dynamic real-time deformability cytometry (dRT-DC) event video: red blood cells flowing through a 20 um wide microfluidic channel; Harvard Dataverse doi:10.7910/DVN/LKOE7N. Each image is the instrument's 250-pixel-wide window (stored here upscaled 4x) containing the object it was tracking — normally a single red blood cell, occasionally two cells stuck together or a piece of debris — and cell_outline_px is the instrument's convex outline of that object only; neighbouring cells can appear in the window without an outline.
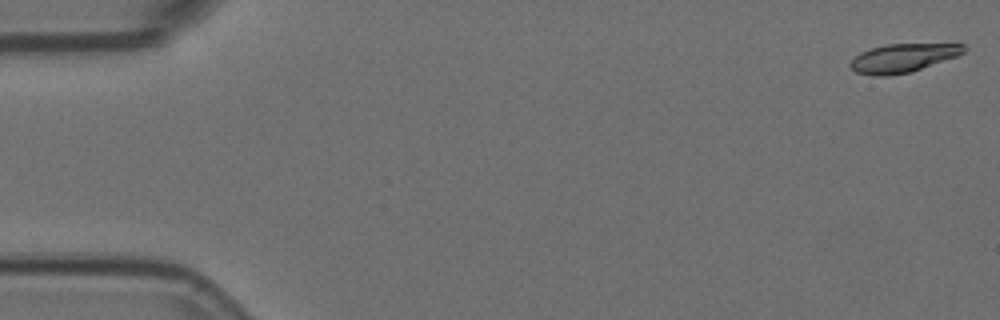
{"species": "Egyptian fruit bat (a non-hibernating species)", "species_latin": "Rousettus aegyptiacus", "temperature_condition": "room temperature", "stored_images_in_passage": 56, "camera_frame_rate_fps": 3000, "um_per_image_px": 0.085, "animal": {"sex": "female"}, "frame": {"image": 1, "passage_image": 1, "time_ms": 0.0, "image_size_px": [1000, 320], "cell_outline_px": [[968, 48], [964, 52], [956, 56], [912, 72], [888, 76], [872, 76], [856, 72], [848, 64], [860, 52], [872, 48], [888, 44], [964, 44]], "centroid_in_image_um": [76.74, 4.94], "position_along_channel_um": 8.3, "area_um2": 18.84}}
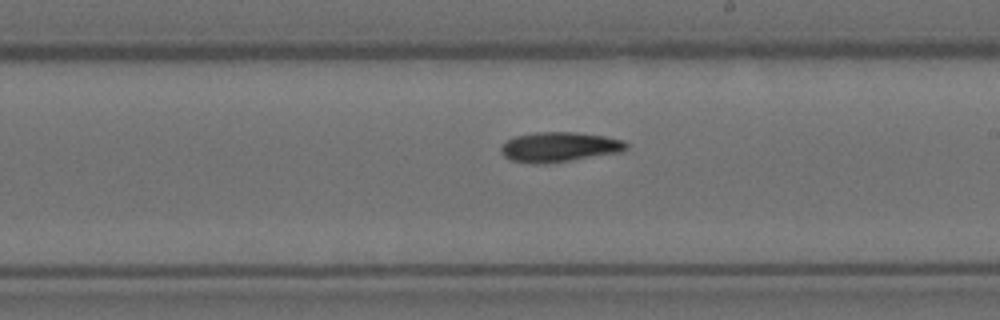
{"frame": {"image": 2, "passage_image": 32, "time_ms": 10.333, "image_size_px": [1000, 320], "cell_outline_px": [[628, 148], [624, 152], [568, 160], [536, 164], [512, 160], [504, 156], [500, 152], [500, 148], [508, 140], [516, 136], [536, 132], [576, 132], [604, 136], [624, 140], [628, 144]], "centroid_in_image_um": [47.58, 12.48], "position_along_channel_um": 241.4, "area_um2": 21.62}}
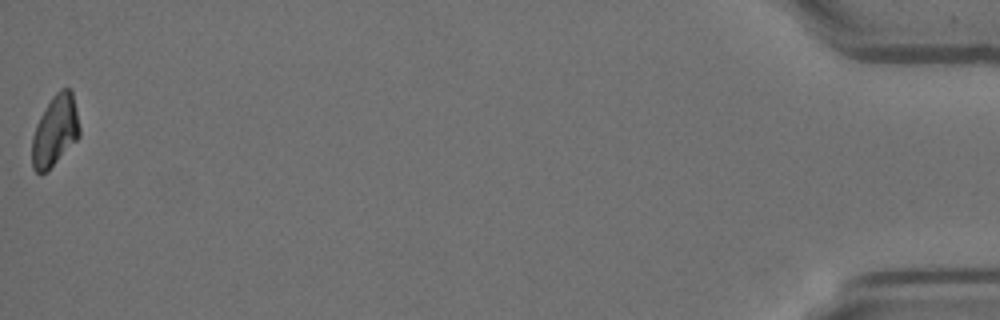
{"frame": {"image": 3, "passage_image": 56, "time_ms": 18.333, "image_size_px": [1000, 320], "cell_outline_px": [[80, 136], [40, 176], [32, 168], [32, 136], [36, 124], [44, 108], [52, 96], [60, 88], [72, 88], [80, 128]], "centroid_in_image_um": [4.67, 11.06], "position_along_channel_um": 430.5, "area_um2": 19.48}}